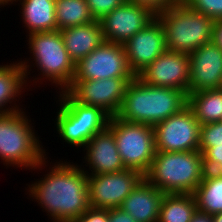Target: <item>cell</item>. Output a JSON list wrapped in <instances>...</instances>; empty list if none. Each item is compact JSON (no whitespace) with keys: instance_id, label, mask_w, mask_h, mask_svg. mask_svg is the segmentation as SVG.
Wrapping results in <instances>:
<instances>
[{"instance_id":"22","label":"cell","mask_w":222,"mask_h":222,"mask_svg":"<svg viewBox=\"0 0 222 222\" xmlns=\"http://www.w3.org/2000/svg\"><path fill=\"white\" fill-rule=\"evenodd\" d=\"M188 106L200 125L221 121L222 90L212 89L188 93Z\"/></svg>"},{"instance_id":"10","label":"cell","mask_w":222,"mask_h":222,"mask_svg":"<svg viewBox=\"0 0 222 222\" xmlns=\"http://www.w3.org/2000/svg\"><path fill=\"white\" fill-rule=\"evenodd\" d=\"M122 44L104 41L95 50L75 64L73 80L105 78H134Z\"/></svg>"},{"instance_id":"12","label":"cell","mask_w":222,"mask_h":222,"mask_svg":"<svg viewBox=\"0 0 222 222\" xmlns=\"http://www.w3.org/2000/svg\"><path fill=\"white\" fill-rule=\"evenodd\" d=\"M132 79L73 80L65 91L76 102L102 108L112 117L119 112L126 88Z\"/></svg>"},{"instance_id":"23","label":"cell","mask_w":222,"mask_h":222,"mask_svg":"<svg viewBox=\"0 0 222 222\" xmlns=\"http://www.w3.org/2000/svg\"><path fill=\"white\" fill-rule=\"evenodd\" d=\"M197 210L213 215L222 212V175L206 171L193 193Z\"/></svg>"},{"instance_id":"11","label":"cell","mask_w":222,"mask_h":222,"mask_svg":"<svg viewBox=\"0 0 222 222\" xmlns=\"http://www.w3.org/2000/svg\"><path fill=\"white\" fill-rule=\"evenodd\" d=\"M143 178L144 175L133 169L88 175L89 207L95 209L120 208L124 199Z\"/></svg>"},{"instance_id":"19","label":"cell","mask_w":222,"mask_h":222,"mask_svg":"<svg viewBox=\"0 0 222 222\" xmlns=\"http://www.w3.org/2000/svg\"><path fill=\"white\" fill-rule=\"evenodd\" d=\"M70 59L77 64L105 40L100 21L60 30Z\"/></svg>"},{"instance_id":"17","label":"cell","mask_w":222,"mask_h":222,"mask_svg":"<svg viewBox=\"0 0 222 222\" xmlns=\"http://www.w3.org/2000/svg\"><path fill=\"white\" fill-rule=\"evenodd\" d=\"M84 150V159L88 162L86 166L89 165V169H92L87 175L115 173L126 169L118 152L115 136L108 127L95 134Z\"/></svg>"},{"instance_id":"6","label":"cell","mask_w":222,"mask_h":222,"mask_svg":"<svg viewBox=\"0 0 222 222\" xmlns=\"http://www.w3.org/2000/svg\"><path fill=\"white\" fill-rule=\"evenodd\" d=\"M56 130L64 142L84 148L97 133L108 127L111 116L102 108L76 102L66 91H61Z\"/></svg>"},{"instance_id":"3","label":"cell","mask_w":222,"mask_h":222,"mask_svg":"<svg viewBox=\"0 0 222 222\" xmlns=\"http://www.w3.org/2000/svg\"><path fill=\"white\" fill-rule=\"evenodd\" d=\"M205 173L203 154L199 150L156 151L144 178L165 194H193Z\"/></svg>"},{"instance_id":"36","label":"cell","mask_w":222,"mask_h":222,"mask_svg":"<svg viewBox=\"0 0 222 222\" xmlns=\"http://www.w3.org/2000/svg\"><path fill=\"white\" fill-rule=\"evenodd\" d=\"M14 0H0V6L12 4ZM11 2V3H10Z\"/></svg>"},{"instance_id":"26","label":"cell","mask_w":222,"mask_h":222,"mask_svg":"<svg viewBox=\"0 0 222 222\" xmlns=\"http://www.w3.org/2000/svg\"><path fill=\"white\" fill-rule=\"evenodd\" d=\"M182 3L198 13H202L214 21L222 19V0H182Z\"/></svg>"},{"instance_id":"9","label":"cell","mask_w":222,"mask_h":222,"mask_svg":"<svg viewBox=\"0 0 222 222\" xmlns=\"http://www.w3.org/2000/svg\"><path fill=\"white\" fill-rule=\"evenodd\" d=\"M200 126L192 109L187 105L180 112L154 126L156 151L180 152L198 150Z\"/></svg>"},{"instance_id":"7","label":"cell","mask_w":222,"mask_h":222,"mask_svg":"<svg viewBox=\"0 0 222 222\" xmlns=\"http://www.w3.org/2000/svg\"><path fill=\"white\" fill-rule=\"evenodd\" d=\"M27 42L42 78L60 86L65 91L75 76V63L70 59L65 48L60 30L33 33L28 35Z\"/></svg>"},{"instance_id":"35","label":"cell","mask_w":222,"mask_h":222,"mask_svg":"<svg viewBox=\"0 0 222 222\" xmlns=\"http://www.w3.org/2000/svg\"><path fill=\"white\" fill-rule=\"evenodd\" d=\"M213 222H222V212L212 215Z\"/></svg>"},{"instance_id":"15","label":"cell","mask_w":222,"mask_h":222,"mask_svg":"<svg viewBox=\"0 0 222 222\" xmlns=\"http://www.w3.org/2000/svg\"><path fill=\"white\" fill-rule=\"evenodd\" d=\"M129 68L135 76L167 50L160 21L155 17L123 44Z\"/></svg>"},{"instance_id":"25","label":"cell","mask_w":222,"mask_h":222,"mask_svg":"<svg viewBox=\"0 0 222 222\" xmlns=\"http://www.w3.org/2000/svg\"><path fill=\"white\" fill-rule=\"evenodd\" d=\"M55 15L57 30L95 21L86 0H55Z\"/></svg>"},{"instance_id":"32","label":"cell","mask_w":222,"mask_h":222,"mask_svg":"<svg viewBox=\"0 0 222 222\" xmlns=\"http://www.w3.org/2000/svg\"><path fill=\"white\" fill-rule=\"evenodd\" d=\"M109 222H137L121 208L108 209Z\"/></svg>"},{"instance_id":"14","label":"cell","mask_w":222,"mask_h":222,"mask_svg":"<svg viewBox=\"0 0 222 222\" xmlns=\"http://www.w3.org/2000/svg\"><path fill=\"white\" fill-rule=\"evenodd\" d=\"M154 18L147 8L126 0L99 21L104 40L123 45Z\"/></svg>"},{"instance_id":"30","label":"cell","mask_w":222,"mask_h":222,"mask_svg":"<svg viewBox=\"0 0 222 222\" xmlns=\"http://www.w3.org/2000/svg\"><path fill=\"white\" fill-rule=\"evenodd\" d=\"M147 8L153 15H159L182 0H127Z\"/></svg>"},{"instance_id":"29","label":"cell","mask_w":222,"mask_h":222,"mask_svg":"<svg viewBox=\"0 0 222 222\" xmlns=\"http://www.w3.org/2000/svg\"><path fill=\"white\" fill-rule=\"evenodd\" d=\"M198 150L203 154L206 171L213 172L222 163V145L199 147Z\"/></svg>"},{"instance_id":"18","label":"cell","mask_w":222,"mask_h":222,"mask_svg":"<svg viewBox=\"0 0 222 222\" xmlns=\"http://www.w3.org/2000/svg\"><path fill=\"white\" fill-rule=\"evenodd\" d=\"M165 193L143 178L124 199L121 209L137 222H158Z\"/></svg>"},{"instance_id":"8","label":"cell","mask_w":222,"mask_h":222,"mask_svg":"<svg viewBox=\"0 0 222 222\" xmlns=\"http://www.w3.org/2000/svg\"><path fill=\"white\" fill-rule=\"evenodd\" d=\"M108 128L115 136L117 149L125 168L137 170L145 175L156 153L154 127L127 122L112 116Z\"/></svg>"},{"instance_id":"27","label":"cell","mask_w":222,"mask_h":222,"mask_svg":"<svg viewBox=\"0 0 222 222\" xmlns=\"http://www.w3.org/2000/svg\"><path fill=\"white\" fill-rule=\"evenodd\" d=\"M215 145H222V121L200 126L199 147H214Z\"/></svg>"},{"instance_id":"20","label":"cell","mask_w":222,"mask_h":222,"mask_svg":"<svg viewBox=\"0 0 222 222\" xmlns=\"http://www.w3.org/2000/svg\"><path fill=\"white\" fill-rule=\"evenodd\" d=\"M26 61L28 60L19 61L18 63L13 62L9 65H0V114L21 110L16 103L12 107L6 108V106H8V103L12 104L14 100L17 101L16 97L20 98L18 96L26 89V79H28L29 71L32 68L28 64L29 61Z\"/></svg>"},{"instance_id":"33","label":"cell","mask_w":222,"mask_h":222,"mask_svg":"<svg viewBox=\"0 0 222 222\" xmlns=\"http://www.w3.org/2000/svg\"><path fill=\"white\" fill-rule=\"evenodd\" d=\"M212 42L222 50V19L214 21Z\"/></svg>"},{"instance_id":"13","label":"cell","mask_w":222,"mask_h":222,"mask_svg":"<svg viewBox=\"0 0 222 222\" xmlns=\"http://www.w3.org/2000/svg\"><path fill=\"white\" fill-rule=\"evenodd\" d=\"M137 77L147 85L189 93L190 65L188 54L166 50Z\"/></svg>"},{"instance_id":"28","label":"cell","mask_w":222,"mask_h":222,"mask_svg":"<svg viewBox=\"0 0 222 222\" xmlns=\"http://www.w3.org/2000/svg\"><path fill=\"white\" fill-rule=\"evenodd\" d=\"M89 11L94 20H101L126 0H86Z\"/></svg>"},{"instance_id":"16","label":"cell","mask_w":222,"mask_h":222,"mask_svg":"<svg viewBox=\"0 0 222 222\" xmlns=\"http://www.w3.org/2000/svg\"><path fill=\"white\" fill-rule=\"evenodd\" d=\"M190 65L189 93L220 89L222 83V50L213 42L188 54Z\"/></svg>"},{"instance_id":"31","label":"cell","mask_w":222,"mask_h":222,"mask_svg":"<svg viewBox=\"0 0 222 222\" xmlns=\"http://www.w3.org/2000/svg\"><path fill=\"white\" fill-rule=\"evenodd\" d=\"M74 222H109L108 209L89 208Z\"/></svg>"},{"instance_id":"4","label":"cell","mask_w":222,"mask_h":222,"mask_svg":"<svg viewBox=\"0 0 222 222\" xmlns=\"http://www.w3.org/2000/svg\"><path fill=\"white\" fill-rule=\"evenodd\" d=\"M30 123L23 110L0 114V158L4 165L40 170L46 164V151Z\"/></svg>"},{"instance_id":"1","label":"cell","mask_w":222,"mask_h":222,"mask_svg":"<svg viewBox=\"0 0 222 222\" xmlns=\"http://www.w3.org/2000/svg\"><path fill=\"white\" fill-rule=\"evenodd\" d=\"M56 163L44 178L28 185L29 196L50 214L53 222H74L90 208L89 172L70 162Z\"/></svg>"},{"instance_id":"5","label":"cell","mask_w":222,"mask_h":222,"mask_svg":"<svg viewBox=\"0 0 222 222\" xmlns=\"http://www.w3.org/2000/svg\"><path fill=\"white\" fill-rule=\"evenodd\" d=\"M161 23L167 50L190 54L212 42L214 20L182 2L155 16Z\"/></svg>"},{"instance_id":"24","label":"cell","mask_w":222,"mask_h":222,"mask_svg":"<svg viewBox=\"0 0 222 222\" xmlns=\"http://www.w3.org/2000/svg\"><path fill=\"white\" fill-rule=\"evenodd\" d=\"M196 211L197 204L193 194H165L158 222H190Z\"/></svg>"},{"instance_id":"34","label":"cell","mask_w":222,"mask_h":222,"mask_svg":"<svg viewBox=\"0 0 222 222\" xmlns=\"http://www.w3.org/2000/svg\"><path fill=\"white\" fill-rule=\"evenodd\" d=\"M190 222H213L212 215L197 210Z\"/></svg>"},{"instance_id":"37","label":"cell","mask_w":222,"mask_h":222,"mask_svg":"<svg viewBox=\"0 0 222 222\" xmlns=\"http://www.w3.org/2000/svg\"><path fill=\"white\" fill-rule=\"evenodd\" d=\"M213 172L222 175V163Z\"/></svg>"},{"instance_id":"21","label":"cell","mask_w":222,"mask_h":222,"mask_svg":"<svg viewBox=\"0 0 222 222\" xmlns=\"http://www.w3.org/2000/svg\"><path fill=\"white\" fill-rule=\"evenodd\" d=\"M22 7L21 16L29 35L57 30L55 0H14Z\"/></svg>"},{"instance_id":"2","label":"cell","mask_w":222,"mask_h":222,"mask_svg":"<svg viewBox=\"0 0 222 222\" xmlns=\"http://www.w3.org/2000/svg\"><path fill=\"white\" fill-rule=\"evenodd\" d=\"M188 105L181 90L145 84L137 76L128 84L117 117L133 123L155 126Z\"/></svg>"}]
</instances>
